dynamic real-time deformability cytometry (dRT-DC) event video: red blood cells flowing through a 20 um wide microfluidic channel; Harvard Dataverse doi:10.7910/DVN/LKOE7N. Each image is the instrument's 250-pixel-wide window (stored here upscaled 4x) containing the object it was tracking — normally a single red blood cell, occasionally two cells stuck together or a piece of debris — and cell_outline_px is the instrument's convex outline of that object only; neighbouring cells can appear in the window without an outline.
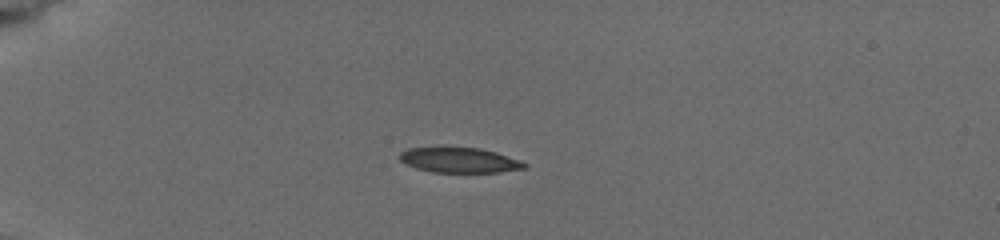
{"species": "common noctule bat (a hibernating species)", "species_latin": "Nyctalus noctula", "temperature_condition": "cold", "stored_images_in_passage": 6, "camera_frame_rate_fps": 3000, "um_per_image_px": 0.085, "animal": {"sex": "female", "body_mass_g": 19.5, "forearm_length_mm": 54.1}, "frame": {"image": 1, "passage_image": 5, "time_ms": 4.0, "image_size_px": [1000, 240], "cell_outline_px": [[528, 168], [500, 172], [432, 172], [416, 168], [400, 160], [400, 152], [408, 148], [480, 148], [496, 152], [520, 160], [528, 164]], "centroid_in_image_um": [39.11, 13.62], "position_along_channel_um": 45.9, "area_um2": 18.09}}